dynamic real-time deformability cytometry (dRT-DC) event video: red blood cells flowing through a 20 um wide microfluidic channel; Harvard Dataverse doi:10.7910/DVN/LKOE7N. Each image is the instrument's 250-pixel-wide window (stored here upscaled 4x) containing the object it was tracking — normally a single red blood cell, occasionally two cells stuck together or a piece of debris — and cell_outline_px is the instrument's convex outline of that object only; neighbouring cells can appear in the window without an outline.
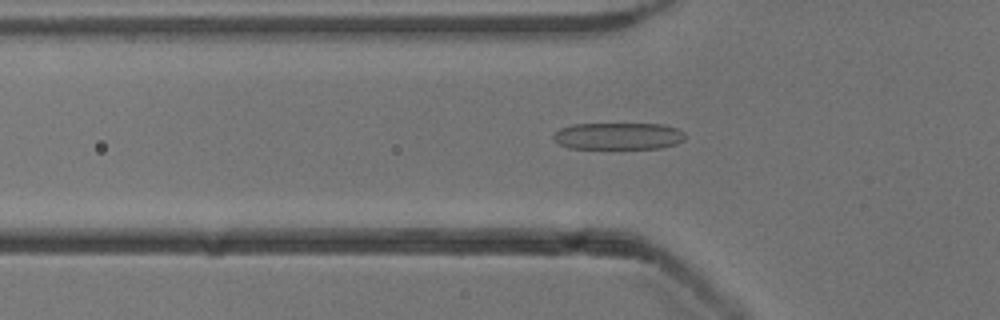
{"species": "common noctule bat (a hibernating species)", "species_latin": "Nyctalus noctula", "temperature_condition": "cold", "stored_images_in_passage": 39, "camera_frame_rate_fps": 3000, "um_per_image_px": 0.085, "animal": {"sex": "male", "body_mass_g": 13.3}, "frame": {"image": 1, "passage_image": 4, "time_ms": 1.0, "image_size_px": [1000, 320], "cell_outline_px": [[684, 140], [676, 144], [660, 148], [568, 148], [560, 144], [552, 136], [560, 128], [572, 124], [664, 124], [676, 128], [684, 132]], "centroid_in_image_um": [52.57, 11.56], "position_along_channel_um": 73.2, "area_um2": 20.58}}
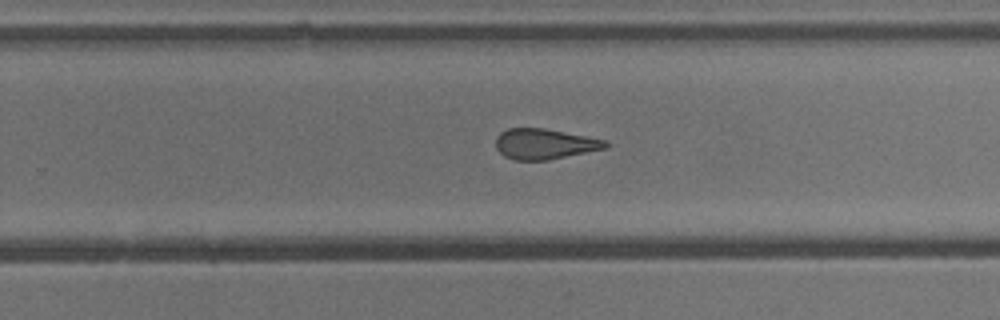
{"frame": {"image": 2, "passage_image": 20, "time_ms": 6.333, "image_size_px": [1000, 320], "cell_outline_px": [[608, 148], [548, 160], [516, 160], [504, 156], [496, 148], [496, 136], [500, 132], [508, 128], [544, 128], [604, 140], [608, 144]], "centroid_in_image_um": [46.25, 12.24], "position_along_channel_um": 283.5, "area_um2": 19.36}}
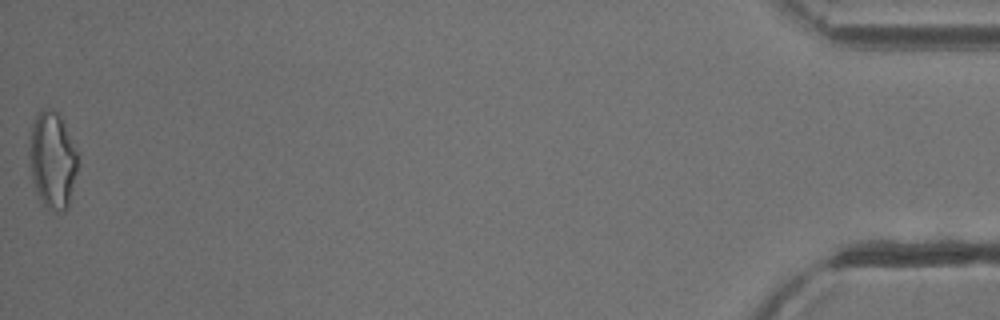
{"frame": {"image": 3, "passage_image": 39, "time_ms": 12.667, "image_size_px": [1000, 320], "cell_outline_px": [[80, 164], [68, 208], [64, 212], [56, 212], [48, 208], [44, 204], [36, 192], [32, 180], [28, 156], [28, 152], [32, 124], [36, 112], [40, 108], [48, 108], [56, 112], [60, 116], [64, 124], [76, 152]], "centroid_in_image_um": [4.45, 13.63], "position_along_channel_um": 430.7, "area_um2": 27.74}, "authors_computed_cell_mechanics": {"area_um2": 20.808, "velocity_mm_per_s": 3.9279, "shape_relaxation_time_tau1_ms": 8.4163, "shape_relaxation_time_tau2_ms": 2.3292, "deformation_change_tau1": 0.211, "deformation_change_tau2": 0.1285}}